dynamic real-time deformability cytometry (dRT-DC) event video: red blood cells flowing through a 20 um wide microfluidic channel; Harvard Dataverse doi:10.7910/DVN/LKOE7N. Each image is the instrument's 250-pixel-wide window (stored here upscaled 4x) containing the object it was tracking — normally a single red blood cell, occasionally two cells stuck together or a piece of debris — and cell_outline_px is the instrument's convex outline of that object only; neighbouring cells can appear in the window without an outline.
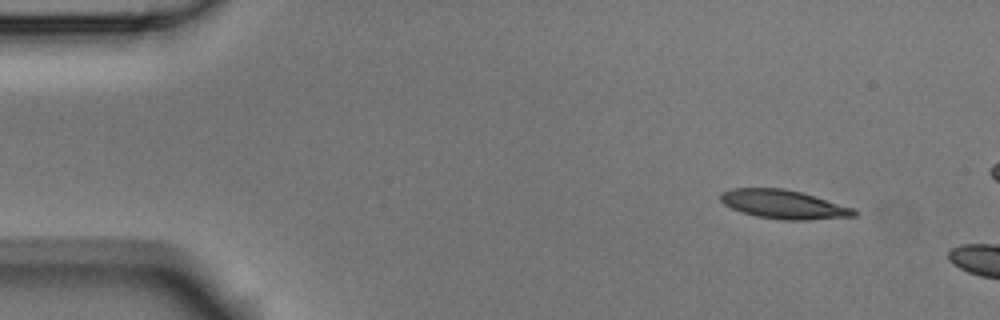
{"species": "Egyptian fruit bat (a non-hibernating species)", "species_latin": "Rousettus aegyptiacus", "temperature_condition": "room temperature", "stored_images_in_passage": 2, "camera_frame_rate_fps": 3000, "um_per_image_px": 0.085, "animal": {"sex": "male"}, "frame": {"image": 1, "passage_image": 1, "time_ms": 0.0, "image_size_px": [1000, 320], "cell_outline_px": [[860, 212], [856, 216], [808, 220], [784, 220], [756, 216], [732, 208], [724, 204], [720, 200], [720, 192], [732, 188], [784, 188], [800, 192], [856, 208]], "centroid_in_image_um": [66.65, 17.37], "position_along_channel_um": 18.3, "area_um2": 22.48}}